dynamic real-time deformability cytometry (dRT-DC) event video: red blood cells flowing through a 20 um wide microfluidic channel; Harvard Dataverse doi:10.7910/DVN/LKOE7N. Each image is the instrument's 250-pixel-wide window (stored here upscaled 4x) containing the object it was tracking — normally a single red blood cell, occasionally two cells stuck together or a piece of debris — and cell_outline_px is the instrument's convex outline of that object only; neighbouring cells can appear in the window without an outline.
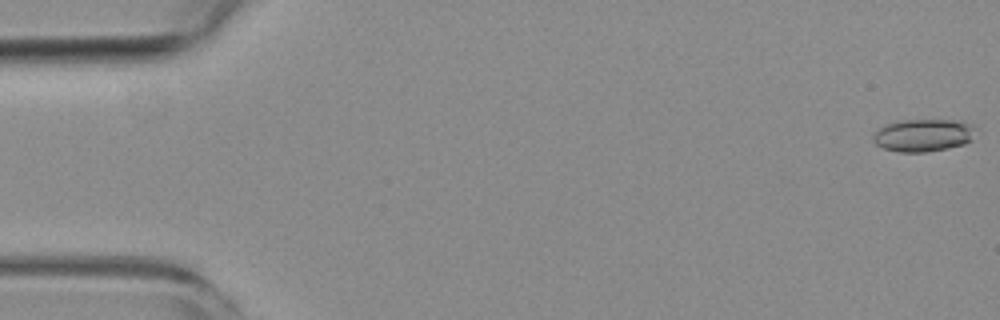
{"species": "common noctule bat (a hibernating species)", "species_latin": "Nyctalus noctula", "temperature_condition": "room temperature", "stored_images_in_passage": 51, "camera_frame_rate_fps": 3000, "um_per_image_px": 0.085, "animal": {"sex": "female", "body_mass_g": 19.3, "forearm_length_mm": 54.1}, "frame": {"image": 1, "passage_image": 1, "time_ms": 0.0, "image_size_px": [1000, 320], "cell_outline_px": [[980, 132], [972, 140], [964, 144], [948, 148], [924, 152], [896, 152], [884, 148], [876, 144], [872, 140], [872, 136], [880, 128], [888, 124], [900, 120], [956, 120], [972, 124]], "centroid_in_image_um": [78.55, 11.49], "position_along_channel_um": 6.4, "area_um2": 19.71}}
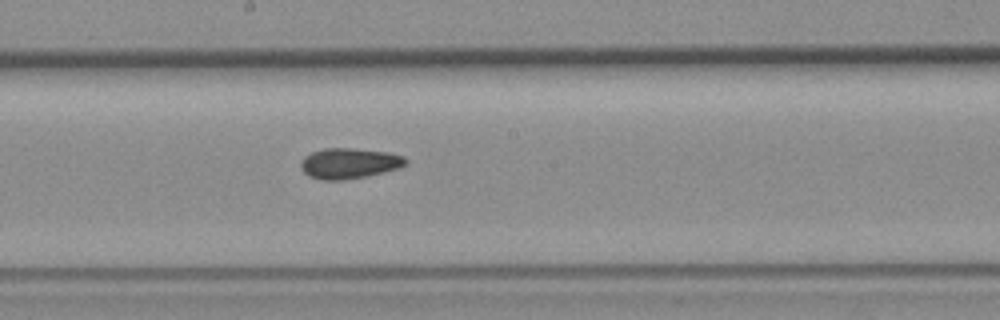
{"frame": {"image": 2, "passage_image": 29, "time_ms": 9.333, "image_size_px": [1000, 320], "cell_outline_px": [[408, 160], [404, 164], [396, 168], [364, 176], [344, 180], [320, 180], [308, 176], [300, 168], [300, 160], [304, 156], [312, 152], [324, 148], [352, 148], [388, 152], [404, 156]], "centroid_in_image_um": [29.6, 13.87], "position_along_channel_um": 218.6, "area_um2": 18.55}}
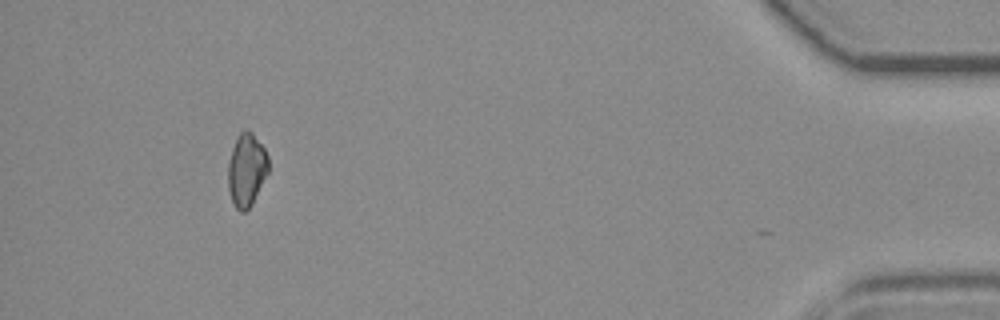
{"frame": {"image": 3, "passage_image": 50, "time_ms": 16.333, "image_size_px": [1000, 320], "cell_outline_px": [[268, 172], [252, 204], [244, 212], [240, 212], [236, 208], [232, 200], [228, 188], [228, 164], [232, 148], [240, 132], [252, 132], [264, 148], [268, 156]], "centroid_in_image_um": [20.95, 14.46], "position_along_channel_um": 414.2, "area_um2": 16.88}, "authors_computed_cell_mechanics": {"area_um2": 18.0336, "velocity_mm_per_s": 3.8147, "shape_relaxation_time_tau1_ms": null, "shape_relaxation_time_tau2_ms": 9.6058, "deformation_change_tau1": null, "deformation_change_tau2": 0.1375}}